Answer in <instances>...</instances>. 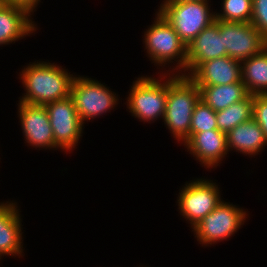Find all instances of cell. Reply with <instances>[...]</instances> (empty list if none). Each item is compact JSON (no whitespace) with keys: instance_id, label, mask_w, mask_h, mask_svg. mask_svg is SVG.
<instances>
[{"instance_id":"cell-1","label":"cell","mask_w":267,"mask_h":267,"mask_svg":"<svg viewBox=\"0 0 267 267\" xmlns=\"http://www.w3.org/2000/svg\"><path fill=\"white\" fill-rule=\"evenodd\" d=\"M23 67L18 76L25 92L18 102L44 106L70 96L76 75L70 74L65 67L38 60Z\"/></svg>"},{"instance_id":"cell-2","label":"cell","mask_w":267,"mask_h":267,"mask_svg":"<svg viewBox=\"0 0 267 267\" xmlns=\"http://www.w3.org/2000/svg\"><path fill=\"white\" fill-rule=\"evenodd\" d=\"M155 13L157 15L155 14L153 24L144 31V51L147 50V56L154 65L162 66V71L158 74L162 72L161 74L186 76L187 46L165 18L158 11ZM170 63L175 67H169ZM166 65L169 69L163 72Z\"/></svg>"},{"instance_id":"cell-3","label":"cell","mask_w":267,"mask_h":267,"mask_svg":"<svg viewBox=\"0 0 267 267\" xmlns=\"http://www.w3.org/2000/svg\"><path fill=\"white\" fill-rule=\"evenodd\" d=\"M200 99L199 87L185 75L167 74L164 125L180 144L190 138L191 118Z\"/></svg>"},{"instance_id":"cell-4","label":"cell","mask_w":267,"mask_h":267,"mask_svg":"<svg viewBox=\"0 0 267 267\" xmlns=\"http://www.w3.org/2000/svg\"><path fill=\"white\" fill-rule=\"evenodd\" d=\"M159 75L157 78L149 77V75L136 78L124 103L131 116L144 123H153L157 119L163 120L164 118L167 101V74Z\"/></svg>"},{"instance_id":"cell-5","label":"cell","mask_w":267,"mask_h":267,"mask_svg":"<svg viewBox=\"0 0 267 267\" xmlns=\"http://www.w3.org/2000/svg\"><path fill=\"white\" fill-rule=\"evenodd\" d=\"M208 0L161 2L157 11L174 28L186 46L215 21Z\"/></svg>"},{"instance_id":"cell-6","label":"cell","mask_w":267,"mask_h":267,"mask_svg":"<svg viewBox=\"0 0 267 267\" xmlns=\"http://www.w3.org/2000/svg\"><path fill=\"white\" fill-rule=\"evenodd\" d=\"M104 84L82 75H76L72 81L70 97L83 124L111 112L119 104V95Z\"/></svg>"},{"instance_id":"cell-7","label":"cell","mask_w":267,"mask_h":267,"mask_svg":"<svg viewBox=\"0 0 267 267\" xmlns=\"http://www.w3.org/2000/svg\"><path fill=\"white\" fill-rule=\"evenodd\" d=\"M247 215L245 209L223 200L191 229L199 244L207 247L236 234L246 222Z\"/></svg>"},{"instance_id":"cell-8","label":"cell","mask_w":267,"mask_h":267,"mask_svg":"<svg viewBox=\"0 0 267 267\" xmlns=\"http://www.w3.org/2000/svg\"><path fill=\"white\" fill-rule=\"evenodd\" d=\"M185 185V186H184ZM177 197L178 211L193 228L222 201L220 187L207 178L185 182Z\"/></svg>"},{"instance_id":"cell-9","label":"cell","mask_w":267,"mask_h":267,"mask_svg":"<svg viewBox=\"0 0 267 267\" xmlns=\"http://www.w3.org/2000/svg\"><path fill=\"white\" fill-rule=\"evenodd\" d=\"M44 106L49 116L55 144L65 153L72 152L78 146L85 127L71 97L50 102Z\"/></svg>"},{"instance_id":"cell-10","label":"cell","mask_w":267,"mask_h":267,"mask_svg":"<svg viewBox=\"0 0 267 267\" xmlns=\"http://www.w3.org/2000/svg\"><path fill=\"white\" fill-rule=\"evenodd\" d=\"M219 32L227 56L240 62L258 55L267 47V39L251 23L219 20Z\"/></svg>"},{"instance_id":"cell-11","label":"cell","mask_w":267,"mask_h":267,"mask_svg":"<svg viewBox=\"0 0 267 267\" xmlns=\"http://www.w3.org/2000/svg\"><path fill=\"white\" fill-rule=\"evenodd\" d=\"M18 117L24 140L33 148L40 150H57L52 127L45 106L31 105L23 102L18 104Z\"/></svg>"},{"instance_id":"cell-12","label":"cell","mask_w":267,"mask_h":267,"mask_svg":"<svg viewBox=\"0 0 267 267\" xmlns=\"http://www.w3.org/2000/svg\"><path fill=\"white\" fill-rule=\"evenodd\" d=\"M183 145L202 167L210 171L221 164L229 154L227 135L218 129L194 133Z\"/></svg>"},{"instance_id":"cell-13","label":"cell","mask_w":267,"mask_h":267,"mask_svg":"<svg viewBox=\"0 0 267 267\" xmlns=\"http://www.w3.org/2000/svg\"><path fill=\"white\" fill-rule=\"evenodd\" d=\"M227 56L219 32V20L212 22L187 46L186 76H189L201 63Z\"/></svg>"},{"instance_id":"cell-14","label":"cell","mask_w":267,"mask_h":267,"mask_svg":"<svg viewBox=\"0 0 267 267\" xmlns=\"http://www.w3.org/2000/svg\"><path fill=\"white\" fill-rule=\"evenodd\" d=\"M17 204L14 200L0 202V260L7 255L18 258L24 256V232Z\"/></svg>"},{"instance_id":"cell-15","label":"cell","mask_w":267,"mask_h":267,"mask_svg":"<svg viewBox=\"0 0 267 267\" xmlns=\"http://www.w3.org/2000/svg\"><path fill=\"white\" fill-rule=\"evenodd\" d=\"M188 77L197 86L241 82V62L228 56L210 59L201 63Z\"/></svg>"},{"instance_id":"cell-16","label":"cell","mask_w":267,"mask_h":267,"mask_svg":"<svg viewBox=\"0 0 267 267\" xmlns=\"http://www.w3.org/2000/svg\"><path fill=\"white\" fill-rule=\"evenodd\" d=\"M31 15L27 9L15 5L7 4L0 10L1 47L2 45L15 43L38 30V26Z\"/></svg>"},{"instance_id":"cell-17","label":"cell","mask_w":267,"mask_h":267,"mask_svg":"<svg viewBox=\"0 0 267 267\" xmlns=\"http://www.w3.org/2000/svg\"><path fill=\"white\" fill-rule=\"evenodd\" d=\"M226 135L229 152L236 150L245 156L254 157L259 153L262 154L267 146V139L260 125L253 118L240 123Z\"/></svg>"},{"instance_id":"cell-18","label":"cell","mask_w":267,"mask_h":267,"mask_svg":"<svg viewBox=\"0 0 267 267\" xmlns=\"http://www.w3.org/2000/svg\"><path fill=\"white\" fill-rule=\"evenodd\" d=\"M200 100L211 107L215 112L242 101L249 93L245 84L235 82L233 84L198 86Z\"/></svg>"},{"instance_id":"cell-19","label":"cell","mask_w":267,"mask_h":267,"mask_svg":"<svg viewBox=\"0 0 267 267\" xmlns=\"http://www.w3.org/2000/svg\"><path fill=\"white\" fill-rule=\"evenodd\" d=\"M242 82L249 94H267V47L241 62Z\"/></svg>"},{"instance_id":"cell-20","label":"cell","mask_w":267,"mask_h":267,"mask_svg":"<svg viewBox=\"0 0 267 267\" xmlns=\"http://www.w3.org/2000/svg\"><path fill=\"white\" fill-rule=\"evenodd\" d=\"M253 95L249 94L245 99L234 103L227 108L216 112L218 130L228 133L242 122L252 118Z\"/></svg>"},{"instance_id":"cell-21","label":"cell","mask_w":267,"mask_h":267,"mask_svg":"<svg viewBox=\"0 0 267 267\" xmlns=\"http://www.w3.org/2000/svg\"><path fill=\"white\" fill-rule=\"evenodd\" d=\"M221 12L215 11V19L224 22L250 23L252 0H222Z\"/></svg>"},{"instance_id":"cell-22","label":"cell","mask_w":267,"mask_h":267,"mask_svg":"<svg viewBox=\"0 0 267 267\" xmlns=\"http://www.w3.org/2000/svg\"><path fill=\"white\" fill-rule=\"evenodd\" d=\"M214 129H218L216 123V112L199 99L194 107L191 118L190 137L194 133Z\"/></svg>"},{"instance_id":"cell-23","label":"cell","mask_w":267,"mask_h":267,"mask_svg":"<svg viewBox=\"0 0 267 267\" xmlns=\"http://www.w3.org/2000/svg\"><path fill=\"white\" fill-rule=\"evenodd\" d=\"M250 23L267 39V0H252Z\"/></svg>"},{"instance_id":"cell-24","label":"cell","mask_w":267,"mask_h":267,"mask_svg":"<svg viewBox=\"0 0 267 267\" xmlns=\"http://www.w3.org/2000/svg\"><path fill=\"white\" fill-rule=\"evenodd\" d=\"M252 118L260 125L267 139V94L253 95Z\"/></svg>"},{"instance_id":"cell-25","label":"cell","mask_w":267,"mask_h":267,"mask_svg":"<svg viewBox=\"0 0 267 267\" xmlns=\"http://www.w3.org/2000/svg\"><path fill=\"white\" fill-rule=\"evenodd\" d=\"M8 5L20 6L27 9L30 13L36 11L35 8L39 5L41 0H5Z\"/></svg>"},{"instance_id":"cell-26","label":"cell","mask_w":267,"mask_h":267,"mask_svg":"<svg viewBox=\"0 0 267 267\" xmlns=\"http://www.w3.org/2000/svg\"><path fill=\"white\" fill-rule=\"evenodd\" d=\"M184 1H202V0H163L162 2H184ZM210 1V0H208Z\"/></svg>"},{"instance_id":"cell-27","label":"cell","mask_w":267,"mask_h":267,"mask_svg":"<svg viewBox=\"0 0 267 267\" xmlns=\"http://www.w3.org/2000/svg\"><path fill=\"white\" fill-rule=\"evenodd\" d=\"M7 4H6V1L5 0H0V10L4 7V6H6Z\"/></svg>"}]
</instances>
